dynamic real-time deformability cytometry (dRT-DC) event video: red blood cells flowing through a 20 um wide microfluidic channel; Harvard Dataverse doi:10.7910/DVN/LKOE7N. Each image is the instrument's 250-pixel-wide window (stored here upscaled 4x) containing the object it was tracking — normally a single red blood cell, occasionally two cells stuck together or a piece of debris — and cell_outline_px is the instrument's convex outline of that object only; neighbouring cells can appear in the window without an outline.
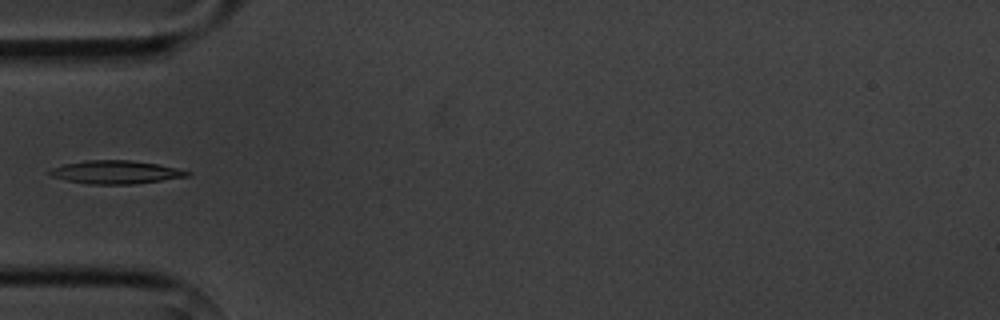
{"species": "common noctule bat (a hibernating species)", "species_latin": "Nyctalus noctula", "temperature_condition": "cold", "stored_images_in_passage": 4, "camera_frame_rate_fps": 3000, "um_per_image_px": 0.085, "animal": {"sex": "male", "body_mass_g": 20.1, "forearm_length_mm": 53.5}, "frame": {"image": 1, "passage_image": 3, "time_ms": 2.333, "image_size_px": [1000, 320], "cell_outline_px": [[192, 172], [188, 176], [132, 184], [88, 184], [68, 180], [52, 176], [48, 172], [52, 168], [60, 164], [84, 160], [132, 160], [156, 164], [176, 168]], "centroid_in_image_um": [9.79, 14.62], "position_along_channel_um": 75.2, "area_um2": 18.44}}
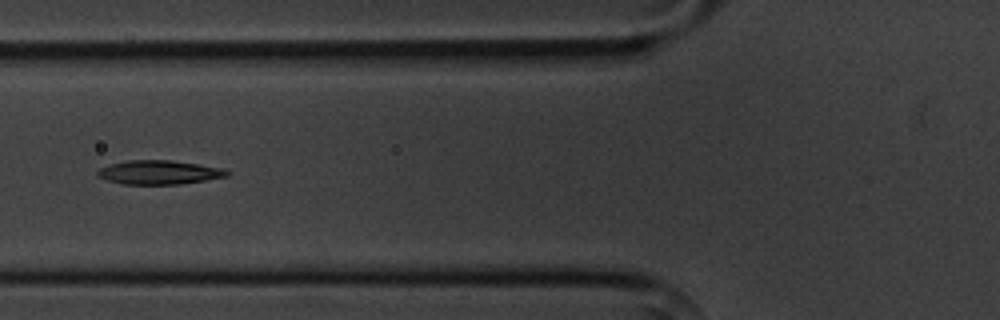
{"frame": {"image": 2, "passage_image": 4, "time_ms": 3.333, "image_size_px": [1000, 320], "cell_outline_px": [[228, 176], [180, 184], [120, 184], [96, 176], [96, 172], [100, 168], [108, 164], [128, 160], [172, 160], [224, 168], [228, 172]], "centroid_in_image_um": [13.48, 14.64], "position_along_channel_um": 112.3, "area_um2": 18.09}}